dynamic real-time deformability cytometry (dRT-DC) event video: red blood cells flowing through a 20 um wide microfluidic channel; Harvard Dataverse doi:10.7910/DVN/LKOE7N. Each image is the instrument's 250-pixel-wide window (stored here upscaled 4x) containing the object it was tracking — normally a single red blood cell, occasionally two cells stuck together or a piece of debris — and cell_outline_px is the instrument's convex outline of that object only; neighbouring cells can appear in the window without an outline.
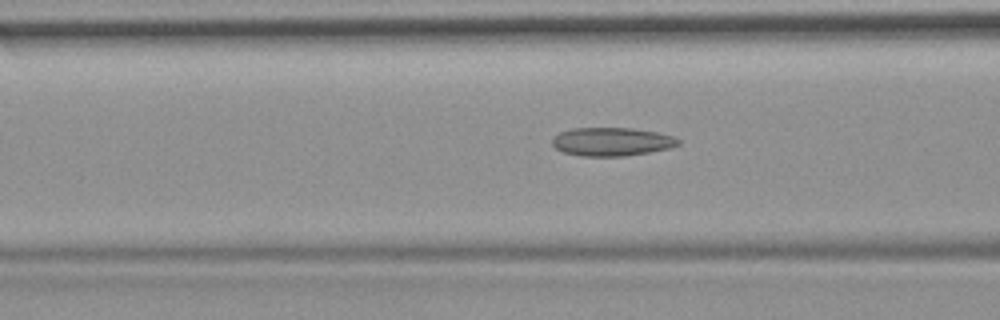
{"species": "common noctule bat (a hibernating species)", "species_latin": "Nyctalus noctula", "temperature_condition": "room temperature", "stored_images_in_passage": 9, "camera_frame_rate_fps": 3000, "um_per_image_px": 0.085, "animal": {"sex": "female", "body_mass_g": 19.9}, "frame": {"image": 1, "passage_image": 6, "time_ms": 1.667, "image_size_px": [1000, 320], "cell_outline_px": [[680, 144], [672, 148], [624, 156], [584, 156], [564, 152], [556, 148], [552, 144], [552, 140], [560, 132], [572, 128], [632, 128], [656, 132], [672, 136], [680, 140]], "centroid_in_image_um": [52.02, 12.04], "position_along_channel_um": 114.6, "area_um2": 20.75}}